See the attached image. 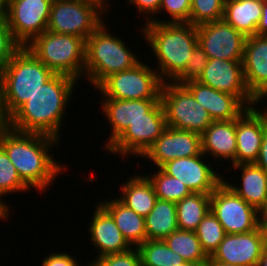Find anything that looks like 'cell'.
Instances as JSON below:
<instances>
[{
  "instance_id": "cell-26",
  "label": "cell",
  "mask_w": 267,
  "mask_h": 266,
  "mask_svg": "<svg viewBox=\"0 0 267 266\" xmlns=\"http://www.w3.org/2000/svg\"><path fill=\"white\" fill-rule=\"evenodd\" d=\"M127 180L123 185L119 186L122 193L117 199L138 215L146 217L157 200L151 181L145 173L135 174Z\"/></svg>"
},
{
  "instance_id": "cell-33",
  "label": "cell",
  "mask_w": 267,
  "mask_h": 266,
  "mask_svg": "<svg viewBox=\"0 0 267 266\" xmlns=\"http://www.w3.org/2000/svg\"><path fill=\"white\" fill-rule=\"evenodd\" d=\"M31 190L19 177L16 168L11 163L7 153L0 146V203L9 212V204H6L2 198L11 193L29 192Z\"/></svg>"
},
{
  "instance_id": "cell-11",
  "label": "cell",
  "mask_w": 267,
  "mask_h": 266,
  "mask_svg": "<svg viewBox=\"0 0 267 266\" xmlns=\"http://www.w3.org/2000/svg\"><path fill=\"white\" fill-rule=\"evenodd\" d=\"M210 211L226 234H240L259 227V211L246 203L222 182L212 193Z\"/></svg>"
},
{
  "instance_id": "cell-28",
  "label": "cell",
  "mask_w": 267,
  "mask_h": 266,
  "mask_svg": "<svg viewBox=\"0 0 267 266\" xmlns=\"http://www.w3.org/2000/svg\"><path fill=\"white\" fill-rule=\"evenodd\" d=\"M176 202L157 199L145 217L147 240H164L178 230Z\"/></svg>"
},
{
  "instance_id": "cell-6",
  "label": "cell",
  "mask_w": 267,
  "mask_h": 266,
  "mask_svg": "<svg viewBox=\"0 0 267 266\" xmlns=\"http://www.w3.org/2000/svg\"><path fill=\"white\" fill-rule=\"evenodd\" d=\"M86 41L79 37L46 30L26 48L56 74L84 77Z\"/></svg>"
},
{
  "instance_id": "cell-12",
  "label": "cell",
  "mask_w": 267,
  "mask_h": 266,
  "mask_svg": "<svg viewBox=\"0 0 267 266\" xmlns=\"http://www.w3.org/2000/svg\"><path fill=\"white\" fill-rule=\"evenodd\" d=\"M53 0H14L5 7L4 16L13 39L26 47L47 30Z\"/></svg>"
},
{
  "instance_id": "cell-37",
  "label": "cell",
  "mask_w": 267,
  "mask_h": 266,
  "mask_svg": "<svg viewBox=\"0 0 267 266\" xmlns=\"http://www.w3.org/2000/svg\"><path fill=\"white\" fill-rule=\"evenodd\" d=\"M208 55L199 46L193 50L192 58L188 61L185 69L173 80V82L178 84H183L191 80H198L203 74L204 68L208 63Z\"/></svg>"
},
{
  "instance_id": "cell-38",
  "label": "cell",
  "mask_w": 267,
  "mask_h": 266,
  "mask_svg": "<svg viewBox=\"0 0 267 266\" xmlns=\"http://www.w3.org/2000/svg\"><path fill=\"white\" fill-rule=\"evenodd\" d=\"M89 266H142L141 256L138 248H131L124 253L108 254L101 257H94Z\"/></svg>"
},
{
  "instance_id": "cell-13",
  "label": "cell",
  "mask_w": 267,
  "mask_h": 266,
  "mask_svg": "<svg viewBox=\"0 0 267 266\" xmlns=\"http://www.w3.org/2000/svg\"><path fill=\"white\" fill-rule=\"evenodd\" d=\"M246 38L224 19L197 26L198 44L211 59L243 60Z\"/></svg>"
},
{
  "instance_id": "cell-21",
  "label": "cell",
  "mask_w": 267,
  "mask_h": 266,
  "mask_svg": "<svg viewBox=\"0 0 267 266\" xmlns=\"http://www.w3.org/2000/svg\"><path fill=\"white\" fill-rule=\"evenodd\" d=\"M183 85L191 92L194 99L203 106L213 121L237 119L247 107L234 95L218 91L197 80Z\"/></svg>"
},
{
  "instance_id": "cell-2",
  "label": "cell",
  "mask_w": 267,
  "mask_h": 266,
  "mask_svg": "<svg viewBox=\"0 0 267 266\" xmlns=\"http://www.w3.org/2000/svg\"><path fill=\"white\" fill-rule=\"evenodd\" d=\"M77 83L79 81L73 77L56 74L8 118V126L16 131L45 134L60 140L66 108Z\"/></svg>"
},
{
  "instance_id": "cell-20",
  "label": "cell",
  "mask_w": 267,
  "mask_h": 266,
  "mask_svg": "<svg viewBox=\"0 0 267 266\" xmlns=\"http://www.w3.org/2000/svg\"><path fill=\"white\" fill-rule=\"evenodd\" d=\"M102 114L105 115L112 129L109 138L106 139L105 148H108L134 121L146 117L160 99H101Z\"/></svg>"
},
{
  "instance_id": "cell-24",
  "label": "cell",
  "mask_w": 267,
  "mask_h": 266,
  "mask_svg": "<svg viewBox=\"0 0 267 266\" xmlns=\"http://www.w3.org/2000/svg\"><path fill=\"white\" fill-rule=\"evenodd\" d=\"M231 168L239 169L241 173V184L232 185L223 178V182L246 203L254 207L257 211L264 207L267 201V172L255 163L232 165Z\"/></svg>"
},
{
  "instance_id": "cell-5",
  "label": "cell",
  "mask_w": 267,
  "mask_h": 266,
  "mask_svg": "<svg viewBox=\"0 0 267 266\" xmlns=\"http://www.w3.org/2000/svg\"><path fill=\"white\" fill-rule=\"evenodd\" d=\"M106 26L103 22L86 39L84 77L94 88L108 76L131 69L141 61L125 41L111 34Z\"/></svg>"
},
{
  "instance_id": "cell-45",
  "label": "cell",
  "mask_w": 267,
  "mask_h": 266,
  "mask_svg": "<svg viewBox=\"0 0 267 266\" xmlns=\"http://www.w3.org/2000/svg\"><path fill=\"white\" fill-rule=\"evenodd\" d=\"M8 127V118L6 117L3 106L2 99L0 93V134Z\"/></svg>"
},
{
  "instance_id": "cell-14",
  "label": "cell",
  "mask_w": 267,
  "mask_h": 266,
  "mask_svg": "<svg viewBox=\"0 0 267 266\" xmlns=\"http://www.w3.org/2000/svg\"><path fill=\"white\" fill-rule=\"evenodd\" d=\"M242 61L209 58L203 74L197 81L236 96L247 108L258 106L259 102L247 89Z\"/></svg>"
},
{
  "instance_id": "cell-7",
  "label": "cell",
  "mask_w": 267,
  "mask_h": 266,
  "mask_svg": "<svg viewBox=\"0 0 267 266\" xmlns=\"http://www.w3.org/2000/svg\"><path fill=\"white\" fill-rule=\"evenodd\" d=\"M160 100L169 127L201 135L213 122L207 110L183 84L163 82Z\"/></svg>"
},
{
  "instance_id": "cell-3",
  "label": "cell",
  "mask_w": 267,
  "mask_h": 266,
  "mask_svg": "<svg viewBox=\"0 0 267 266\" xmlns=\"http://www.w3.org/2000/svg\"><path fill=\"white\" fill-rule=\"evenodd\" d=\"M141 28L144 39L157 58L156 69L163 82L173 81L192 58L198 44L197 26L190 23L148 22Z\"/></svg>"
},
{
  "instance_id": "cell-50",
  "label": "cell",
  "mask_w": 267,
  "mask_h": 266,
  "mask_svg": "<svg viewBox=\"0 0 267 266\" xmlns=\"http://www.w3.org/2000/svg\"><path fill=\"white\" fill-rule=\"evenodd\" d=\"M259 217H267V201L264 207L260 210Z\"/></svg>"
},
{
  "instance_id": "cell-34",
  "label": "cell",
  "mask_w": 267,
  "mask_h": 266,
  "mask_svg": "<svg viewBox=\"0 0 267 266\" xmlns=\"http://www.w3.org/2000/svg\"><path fill=\"white\" fill-rule=\"evenodd\" d=\"M195 233L208 257L214 253L226 235L221 223L211 211L199 223Z\"/></svg>"
},
{
  "instance_id": "cell-1",
  "label": "cell",
  "mask_w": 267,
  "mask_h": 266,
  "mask_svg": "<svg viewBox=\"0 0 267 266\" xmlns=\"http://www.w3.org/2000/svg\"><path fill=\"white\" fill-rule=\"evenodd\" d=\"M58 142L60 140L49 135L20 132L9 126L0 134V146L21 180L41 194L66 169L49 154L52 146L60 145Z\"/></svg>"
},
{
  "instance_id": "cell-32",
  "label": "cell",
  "mask_w": 267,
  "mask_h": 266,
  "mask_svg": "<svg viewBox=\"0 0 267 266\" xmlns=\"http://www.w3.org/2000/svg\"><path fill=\"white\" fill-rule=\"evenodd\" d=\"M147 177L151 181L157 199L178 202L189 196L191 191L175 177L166 174L161 168Z\"/></svg>"
},
{
  "instance_id": "cell-31",
  "label": "cell",
  "mask_w": 267,
  "mask_h": 266,
  "mask_svg": "<svg viewBox=\"0 0 267 266\" xmlns=\"http://www.w3.org/2000/svg\"><path fill=\"white\" fill-rule=\"evenodd\" d=\"M138 250L142 266H178L186 262L163 240H146Z\"/></svg>"
},
{
  "instance_id": "cell-44",
  "label": "cell",
  "mask_w": 267,
  "mask_h": 266,
  "mask_svg": "<svg viewBox=\"0 0 267 266\" xmlns=\"http://www.w3.org/2000/svg\"><path fill=\"white\" fill-rule=\"evenodd\" d=\"M259 227L262 231L265 250H267V217H259Z\"/></svg>"
},
{
  "instance_id": "cell-41",
  "label": "cell",
  "mask_w": 267,
  "mask_h": 266,
  "mask_svg": "<svg viewBox=\"0 0 267 266\" xmlns=\"http://www.w3.org/2000/svg\"><path fill=\"white\" fill-rule=\"evenodd\" d=\"M78 261L74 259L68 252H50L47 257L42 260V266H79ZM78 264V265H77Z\"/></svg>"
},
{
  "instance_id": "cell-4",
  "label": "cell",
  "mask_w": 267,
  "mask_h": 266,
  "mask_svg": "<svg viewBox=\"0 0 267 266\" xmlns=\"http://www.w3.org/2000/svg\"><path fill=\"white\" fill-rule=\"evenodd\" d=\"M56 73L21 47L0 71V93L4 113L9 118Z\"/></svg>"
},
{
  "instance_id": "cell-18",
  "label": "cell",
  "mask_w": 267,
  "mask_h": 266,
  "mask_svg": "<svg viewBox=\"0 0 267 266\" xmlns=\"http://www.w3.org/2000/svg\"><path fill=\"white\" fill-rule=\"evenodd\" d=\"M265 251L260 227L240 234H226L211 259L239 266H256Z\"/></svg>"
},
{
  "instance_id": "cell-15",
  "label": "cell",
  "mask_w": 267,
  "mask_h": 266,
  "mask_svg": "<svg viewBox=\"0 0 267 266\" xmlns=\"http://www.w3.org/2000/svg\"><path fill=\"white\" fill-rule=\"evenodd\" d=\"M206 158L204 153L177 158L165 163L161 169L184 183L191 193L211 194L223 182V176L205 162Z\"/></svg>"
},
{
  "instance_id": "cell-8",
  "label": "cell",
  "mask_w": 267,
  "mask_h": 266,
  "mask_svg": "<svg viewBox=\"0 0 267 266\" xmlns=\"http://www.w3.org/2000/svg\"><path fill=\"white\" fill-rule=\"evenodd\" d=\"M140 61L133 68L108 76L96 89L103 99H160L163 81L156 68Z\"/></svg>"
},
{
  "instance_id": "cell-53",
  "label": "cell",
  "mask_w": 267,
  "mask_h": 266,
  "mask_svg": "<svg viewBox=\"0 0 267 266\" xmlns=\"http://www.w3.org/2000/svg\"><path fill=\"white\" fill-rule=\"evenodd\" d=\"M14 0H2L3 4L5 5V7Z\"/></svg>"
},
{
  "instance_id": "cell-30",
  "label": "cell",
  "mask_w": 267,
  "mask_h": 266,
  "mask_svg": "<svg viewBox=\"0 0 267 266\" xmlns=\"http://www.w3.org/2000/svg\"><path fill=\"white\" fill-rule=\"evenodd\" d=\"M163 241L186 262L204 265L208 260V256L203 251L195 231L178 229Z\"/></svg>"
},
{
  "instance_id": "cell-42",
  "label": "cell",
  "mask_w": 267,
  "mask_h": 266,
  "mask_svg": "<svg viewBox=\"0 0 267 266\" xmlns=\"http://www.w3.org/2000/svg\"><path fill=\"white\" fill-rule=\"evenodd\" d=\"M255 164L267 172V129L264 132L259 156Z\"/></svg>"
},
{
  "instance_id": "cell-17",
  "label": "cell",
  "mask_w": 267,
  "mask_h": 266,
  "mask_svg": "<svg viewBox=\"0 0 267 266\" xmlns=\"http://www.w3.org/2000/svg\"><path fill=\"white\" fill-rule=\"evenodd\" d=\"M247 108L236 119V165L255 163L267 129V107ZM264 107V108H263Z\"/></svg>"
},
{
  "instance_id": "cell-25",
  "label": "cell",
  "mask_w": 267,
  "mask_h": 266,
  "mask_svg": "<svg viewBox=\"0 0 267 266\" xmlns=\"http://www.w3.org/2000/svg\"><path fill=\"white\" fill-rule=\"evenodd\" d=\"M99 203L115 220L125 240L132 248H138L147 240L145 217L127 208L118 199H107Z\"/></svg>"
},
{
  "instance_id": "cell-36",
  "label": "cell",
  "mask_w": 267,
  "mask_h": 266,
  "mask_svg": "<svg viewBox=\"0 0 267 266\" xmlns=\"http://www.w3.org/2000/svg\"><path fill=\"white\" fill-rule=\"evenodd\" d=\"M190 10H191V0H162L160 5V10L163 13L166 11L167 14L171 17L167 20H159L158 18L154 17L150 22H157V23H189L190 17Z\"/></svg>"
},
{
  "instance_id": "cell-9",
  "label": "cell",
  "mask_w": 267,
  "mask_h": 266,
  "mask_svg": "<svg viewBox=\"0 0 267 266\" xmlns=\"http://www.w3.org/2000/svg\"><path fill=\"white\" fill-rule=\"evenodd\" d=\"M94 4L79 0H53L47 30L86 39L104 22Z\"/></svg>"
},
{
  "instance_id": "cell-49",
  "label": "cell",
  "mask_w": 267,
  "mask_h": 266,
  "mask_svg": "<svg viewBox=\"0 0 267 266\" xmlns=\"http://www.w3.org/2000/svg\"><path fill=\"white\" fill-rule=\"evenodd\" d=\"M256 266H267V250L263 252L262 257L260 258Z\"/></svg>"
},
{
  "instance_id": "cell-23",
  "label": "cell",
  "mask_w": 267,
  "mask_h": 266,
  "mask_svg": "<svg viewBox=\"0 0 267 266\" xmlns=\"http://www.w3.org/2000/svg\"><path fill=\"white\" fill-rule=\"evenodd\" d=\"M201 144L202 153L210 154L213 160H230L236 165V119L213 121L201 134Z\"/></svg>"
},
{
  "instance_id": "cell-39",
  "label": "cell",
  "mask_w": 267,
  "mask_h": 266,
  "mask_svg": "<svg viewBox=\"0 0 267 266\" xmlns=\"http://www.w3.org/2000/svg\"><path fill=\"white\" fill-rule=\"evenodd\" d=\"M21 46L13 39L4 14L0 15V71Z\"/></svg>"
},
{
  "instance_id": "cell-19",
  "label": "cell",
  "mask_w": 267,
  "mask_h": 266,
  "mask_svg": "<svg viewBox=\"0 0 267 266\" xmlns=\"http://www.w3.org/2000/svg\"><path fill=\"white\" fill-rule=\"evenodd\" d=\"M242 62L247 89L261 104L267 99V35L246 38Z\"/></svg>"
},
{
  "instance_id": "cell-43",
  "label": "cell",
  "mask_w": 267,
  "mask_h": 266,
  "mask_svg": "<svg viewBox=\"0 0 267 266\" xmlns=\"http://www.w3.org/2000/svg\"><path fill=\"white\" fill-rule=\"evenodd\" d=\"M257 35H267V0H263L261 19L256 30Z\"/></svg>"
},
{
  "instance_id": "cell-46",
  "label": "cell",
  "mask_w": 267,
  "mask_h": 266,
  "mask_svg": "<svg viewBox=\"0 0 267 266\" xmlns=\"http://www.w3.org/2000/svg\"><path fill=\"white\" fill-rule=\"evenodd\" d=\"M79 1H85L91 4H94L96 7H98L103 13L106 11H109L107 8L110 7V4L107 3L108 0H79ZM108 6V7H107ZM107 9V10H106Z\"/></svg>"
},
{
  "instance_id": "cell-29",
  "label": "cell",
  "mask_w": 267,
  "mask_h": 266,
  "mask_svg": "<svg viewBox=\"0 0 267 266\" xmlns=\"http://www.w3.org/2000/svg\"><path fill=\"white\" fill-rule=\"evenodd\" d=\"M211 194L191 193L176 202L177 224L180 230L195 231L210 211Z\"/></svg>"
},
{
  "instance_id": "cell-51",
  "label": "cell",
  "mask_w": 267,
  "mask_h": 266,
  "mask_svg": "<svg viewBox=\"0 0 267 266\" xmlns=\"http://www.w3.org/2000/svg\"><path fill=\"white\" fill-rule=\"evenodd\" d=\"M178 266H203L201 264L193 263V262H184L183 264H180Z\"/></svg>"
},
{
  "instance_id": "cell-35",
  "label": "cell",
  "mask_w": 267,
  "mask_h": 266,
  "mask_svg": "<svg viewBox=\"0 0 267 266\" xmlns=\"http://www.w3.org/2000/svg\"><path fill=\"white\" fill-rule=\"evenodd\" d=\"M224 2V0H191L189 23L199 26L223 19Z\"/></svg>"
},
{
  "instance_id": "cell-52",
  "label": "cell",
  "mask_w": 267,
  "mask_h": 266,
  "mask_svg": "<svg viewBox=\"0 0 267 266\" xmlns=\"http://www.w3.org/2000/svg\"><path fill=\"white\" fill-rule=\"evenodd\" d=\"M5 13V5L3 4L2 0H0V15Z\"/></svg>"
},
{
  "instance_id": "cell-40",
  "label": "cell",
  "mask_w": 267,
  "mask_h": 266,
  "mask_svg": "<svg viewBox=\"0 0 267 266\" xmlns=\"http://www.w3.org/2000/svg\"><path fill=\"white\" fill-rule=\"evenodd\" d=\"M161 1L162 0H128V3L135 6L139 14L143 13L144 17L147 16L145 23H148L155 17L154 14L157 15L159 13Z\"/></svg>"
},
{
  "instance_id": "cell-27",
  "label": "cell",
  "mask_w": 267,
  "mask_h": 266,
  "mask_svg": "<svg viewBox=\"0 0 267 266\" xmlns=\"http://www.w3.org/2000/svg\"><path fill=\"white\" fill-rule=\"evenodd\" d=\"M263 0H229L224 2L223 19L245 37L256 34Z\"/></svg>"
},
{
  "instance_id": "cell-22",
  "label": "cell",
  "mask_w": 267,
  "mask_h": 266,
  "mask_svg": "<svg viewBox=\"0 0 267 266\" xmlns=\"http://www.w3.org/2000/svg\"><path fill=\"white\" fill-rule=\"evenodd\" d=\"M88 225L90 241L98 250V256L124 253L132 247L123 237L112 216L98 203Z\"/></svg>"
},
{
  "instance_id": "cell-47",
  "label": "cell",
  "mask_w": 267,
  "mask_h": 266,
  "mask_svg": "<svg viewBox=\"0 0 267 266\" xmlns=\"http://www.w3.org/2000/svg\"><path fill=\"white\" fill-rule=\"evenodd\" d=\"M203 266H239V265L218 262V261H215V260L211 259L210 257H208L207 262Z\"/></svg>"
},
{
  "instance_id": "cell-16",
  "label": "cell",
  "mask_w": 267,
  "mask_h": 266,
  "mask_svg": "<svg viewBox=\"0 0 267 266\" xmlns=\"http://www.w3.org/2000/svg\"><path fill=\"white\" fill-rule=\"evenodd\" d=\"M202 153L201 135L167 126L154 144L142 156L161 168L177 158L193 157Z\"/></svg>"
},
{
  "instance_id": "cell-10",
  "label": "cell",
  "mask_w": 267,
  "mask_h": 266,
  "mask_svg": "<svg viewBox=\"0 0 267 266\" xmlns=\"http://www.w3.org/2000/svg\"><path fill=\"white\" fill-rule=\"evenodd\" d=\"M166 117L161 100L148 112L146 117L131 123L108 147L107 152L127 157H142L166 129ZM129 154V155H128Z\"/></svg>"
},
{
  "instance_id": "cell-48",
  "label": "cell",
  "mask_w": 267,
  "mask_h": 266,
  "mask_svg": "<svg viewBox=\"0 0 267 266\" xmlns=\"http://www.w3.org/2000/svg\"><path fill=\"white\" fill-rule=\"evenodd\" d=\"M9 214L10 212L0 203V220L2 219L3 221H5V219L8 220V217L10 216Z\"/></svg>"
}]
</instances>
